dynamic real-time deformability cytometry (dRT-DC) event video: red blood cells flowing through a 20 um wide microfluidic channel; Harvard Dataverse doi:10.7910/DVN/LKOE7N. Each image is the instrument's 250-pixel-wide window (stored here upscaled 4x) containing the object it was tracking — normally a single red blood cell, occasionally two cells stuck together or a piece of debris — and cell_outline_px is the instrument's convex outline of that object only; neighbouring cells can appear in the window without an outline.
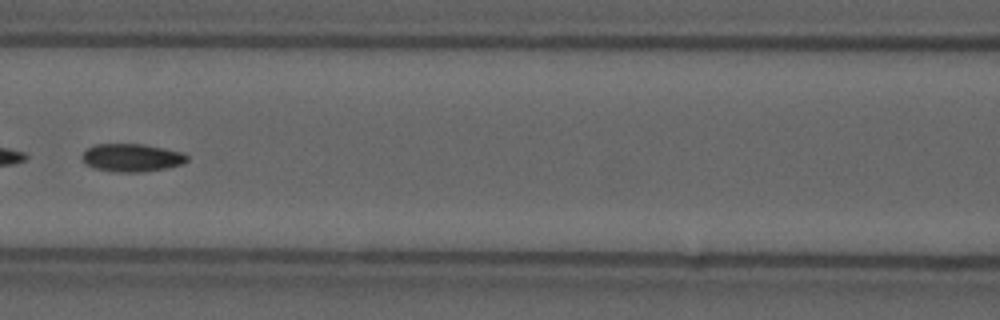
{"species": "common noctule bat (a hibernating species)", "species_latin": "Nyctalus noctula", "temperature_condition": "cold", "stored_images_in_passage": 7, "camera_frame_rate_fps": 3000, "um_per_image_px": 0.085, "animal": {"sex": "male", "forearm_length_mm": 52.5}, "frame": {"image": 1, "passage_image": 5, "time_ms": 1.333, "image_size_px": [1000, 320], "cell_outline_px": [[188, 160], [180, 164], [164, 168], [140, 172], [116, 172], [92, 168], [84, 164], [80, 156], [88, 148], [96, 144], [144, 144], [164, 148], [180, 152], [188, 156]], "centroid_in_image_um": [11.13, 13.4], "position_along_channel_um": 155.5, "area_um2": 17.05}}